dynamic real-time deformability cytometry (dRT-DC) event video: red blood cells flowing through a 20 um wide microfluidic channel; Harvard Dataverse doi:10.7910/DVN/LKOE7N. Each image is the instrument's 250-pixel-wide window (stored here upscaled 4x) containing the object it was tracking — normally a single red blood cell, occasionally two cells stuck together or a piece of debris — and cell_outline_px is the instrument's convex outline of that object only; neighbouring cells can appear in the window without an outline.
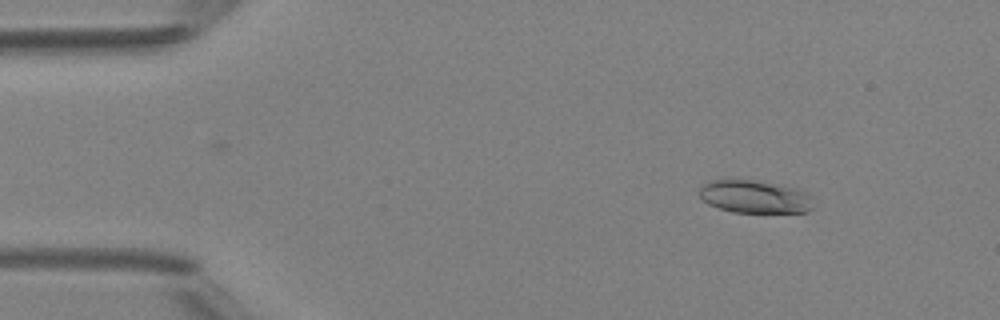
{"species": "Egyptian fruit bat (a non-hibernating species)", "species_latin": "Rousettus aegyptiacus", "temperature_condition": "room temperature", "stored_images_in_passage": 25, "camera_frame_rate_fps": 3000, "um_per_image_px": 0.085, "animal": {"sex": "female"}, "frame": {"image": 1, "passage_image": 5, "time_ms": 1.333, "image_size_px": [1000, 320], "cell_outline_px": [[812, 208], [808, 212], [732, 212], [708, 204], [700, 196], [700, 188], [708, 180], [752, 180], [780, 184], [796, 188], [804, 192], [808, 196]], "centroid_in_image_um": [64.12, 16.72], "position_along_channel_um": 20.9, "area_um2": 21.5}}
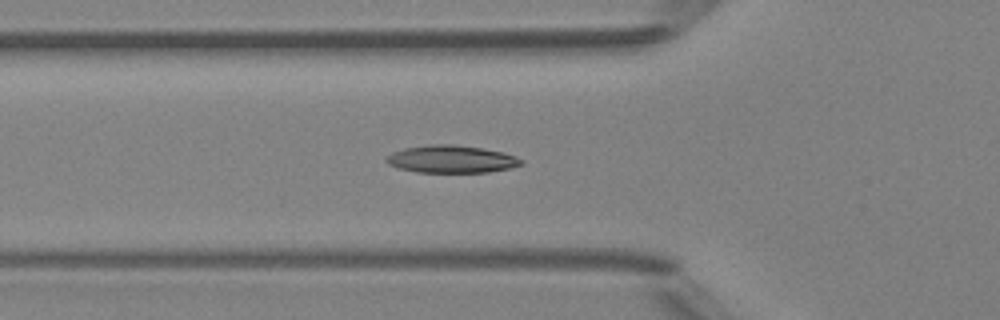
{"frame": {"image": 2, "passage_image": 16, "time_ms": 5.0, "image_size_px": [1000, 320], "cell_outline_px": [[524, 164], [512, 168], [488, 172], [416, 172], [396, 168], [388, 164], [384, 160], [392, 152], [404, 148], [432, 144], [452, 144], [480, 148], [504, 152], [516, 156], [524, 160]], "centroid_in_image_um": [38.38, 13.53], "position_along_channel_um": 87.4, "area_um2": 21.79}}
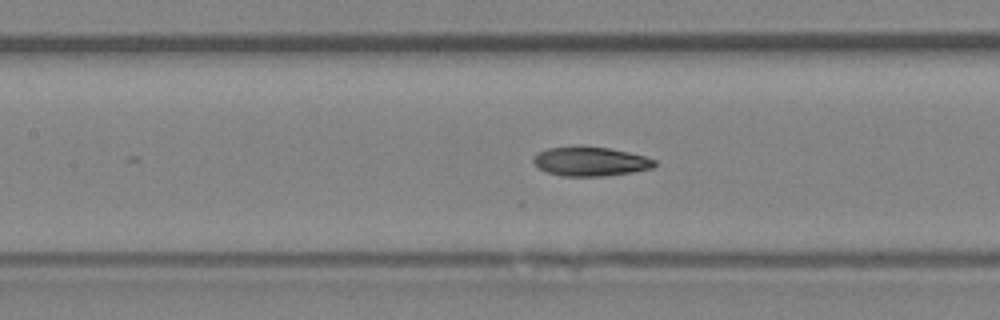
{"frame": {"image": 3, "passage_image": 21, "time_ms": 6.667, "image_size_px": [1000, 320], "cell_outline_px": [[656, 164], [652, 168], [632, 172], [604, 176], [564, 176], [548, 172], [540, 168], [532, 160], [532, 156], [548, 148], [608, 148], [628, 152], [644, 156], [656, 160]], "centroid_in_image_um": [50.22, 13.75], "position_along_channel_um": 157.2, "area_um2": 19.94}}